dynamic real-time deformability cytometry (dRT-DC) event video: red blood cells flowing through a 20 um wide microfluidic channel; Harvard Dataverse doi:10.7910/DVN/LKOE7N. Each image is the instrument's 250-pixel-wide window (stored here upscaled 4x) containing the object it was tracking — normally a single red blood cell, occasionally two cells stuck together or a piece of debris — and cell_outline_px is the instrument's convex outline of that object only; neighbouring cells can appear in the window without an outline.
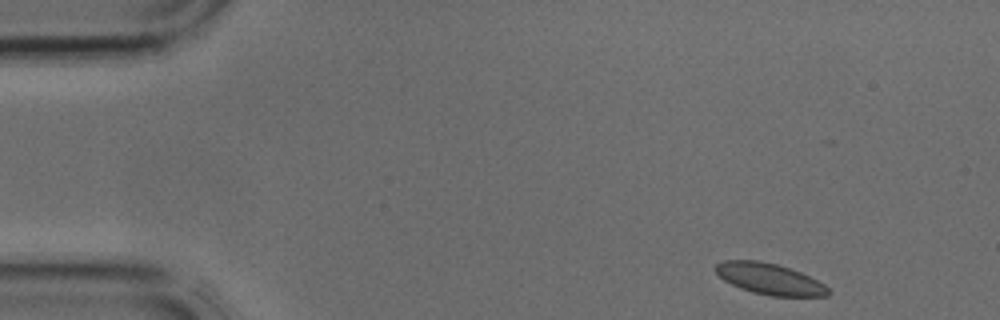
{"species": "common noctule bat (a hibernating species)", "species_latin": "Nyctalus noctula", "temperature_condition": "cold", "stored_images_in_passage": 3, "camera_frame_rate_fps": 3000, "um_per_image_px": 0.085, "animal": {"sex": "male", "body_mass_g": 17.9, "forearm_length_mm": 54.2}, "frame": {"image": 1, "passage_image": 1, "time_ms": 0.0, "image_size_px": [1000, 320], "cell_outline_px": [[832, 292], [828, 296], [772, 296], [752, 292], [740, 288], [724, 280], [716, 272], [716, 264], [724, 260], [756, 260], [776, 264], [800, 272], [824, 284]], "centroid_in_image_um": [65.43, 23.71], "position_along_channel_um": 19.6, "area_um2": 20.23}}
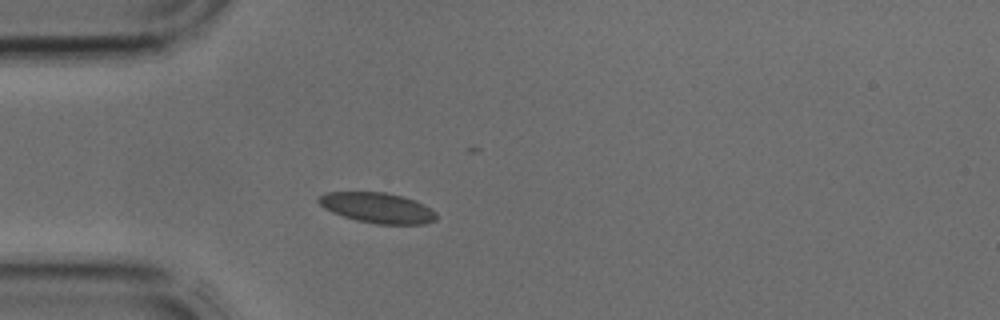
{"frame": {"image": 2, "passage_image": 3, "time_ms": 0.667, "image_size_px": [1000, 320], "cell_outline_px": [[436, 220], [424, 224], [376, 224], [356, 220], [332, 212], [324, 208], [316, 200], [320, 196], [328, 192], [384, 192], [416, 200], [424, 204], [436, 212]], "centroid_in_image_um": [32.1, 17.67], "position_along_channel_um": 52.9, "area_um2": 20.75}}